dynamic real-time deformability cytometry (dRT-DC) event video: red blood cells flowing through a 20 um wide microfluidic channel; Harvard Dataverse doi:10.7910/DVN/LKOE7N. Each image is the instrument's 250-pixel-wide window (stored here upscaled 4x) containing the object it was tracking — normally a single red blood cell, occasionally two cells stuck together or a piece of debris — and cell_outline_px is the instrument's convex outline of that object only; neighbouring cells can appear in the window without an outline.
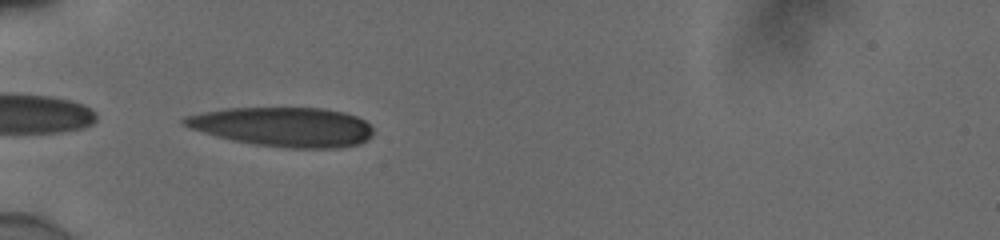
{"species": "human", "species_latin": "Homo sapiens", "temperature_condition": "cold", "stored_images_in_passage": 26, "camera_frame_rate_fps": 3000, "um_per_image_px": 0.085, "donor": {"sex": "male"}, "frame": {"image": 1, "passage_image": 1, "time_ms": 0.0, "image_size_px": [1000, 240], "cell_outline_px": [[372, 136], [368, 140], [360, 144], [336, 148], [292, 148], [256, 144], [232, 140], [216, 136], [192, 128], [184, 124], [180, 120], [184, 116], [204, 112], [228, 108], [324, 108], [344, 112], [356, 116], [364, 120], [372, 128]], "centroid_in_image_um": [24.11, 10.78], "position_along_channel_um": 60.9, "area_um2": 43.18}}
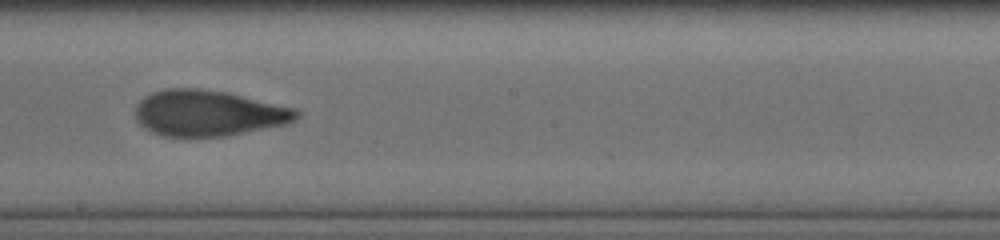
{"frame": {"image": 2, "passage_image": 15, "time_ms": 4.667, "image_size_px": [1000, 240], "cell_outline_px": [[300, 116], [296, 120], [284, 124], [228, 136], [164, 136], [152, 132], [144, 128], [136, 120], [136, 104], [144, 96], [152, 92], [164, 88], [200, 88], [228, 92], [296, 108], [300, 112]], "centroid_in_image_um": [17.71, 9.6], "position_along_channel_um": 230.5, "area_um2": 43.35}}
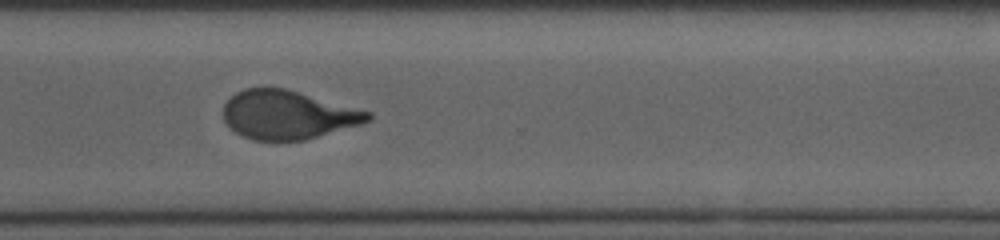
{"frame": {"image": 3, "passage_image": 24, "time_ms": 7.667, "image_size_px": [1000, 240], "cell_outline_px": [[372, 116], [368, 120], [360, 124], [304, 140], [252, 140], [236, 132], [224, 120], [224, 104], [236, 92], [244, 88], [264, 84], [288, 88], [372, 112]], "centroid_in_image_um": [24.44, 9.7], "position_along_channel_um": 346.2, "area_um2": 41.38}}